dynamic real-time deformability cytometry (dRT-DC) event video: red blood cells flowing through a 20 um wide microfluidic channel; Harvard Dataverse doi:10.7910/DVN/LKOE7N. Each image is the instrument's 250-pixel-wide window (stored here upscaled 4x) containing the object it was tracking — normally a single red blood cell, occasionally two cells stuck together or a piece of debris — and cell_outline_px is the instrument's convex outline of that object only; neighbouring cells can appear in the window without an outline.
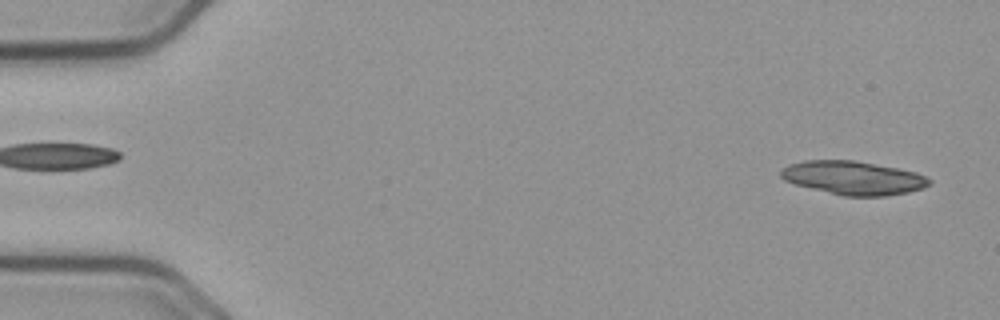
{"species": "common noctule bat (a hibernating species)", "species_latin": "Nyctalus noctula", "temperature_condition": "cold", "stored_images_in_passage": 17, "camera_frame_rate_fps": 3000, "um_per_image_px": 0.085, "animal": {"sex": "male", "body_mass_g": 23.1, "forearm_length_mm": 52.7}, "frame": {"image": 1, "passage_image": 2, "time_ms": 0.333, "image_size_px": [1000, 320], "cell_outline_px": [[932, 180], [924, 188], [908, 192], [884, 196], [844, 196], [796, 184], [784, 180], [780, 176], [780, 172], [788, 164], [804, 160], [852, 160], [896, 168], [916, 172]], "centroid_in_image_um": [72.52, 15.12], "position_along_channel_um": 12.5, "area_um2": 28.73}}